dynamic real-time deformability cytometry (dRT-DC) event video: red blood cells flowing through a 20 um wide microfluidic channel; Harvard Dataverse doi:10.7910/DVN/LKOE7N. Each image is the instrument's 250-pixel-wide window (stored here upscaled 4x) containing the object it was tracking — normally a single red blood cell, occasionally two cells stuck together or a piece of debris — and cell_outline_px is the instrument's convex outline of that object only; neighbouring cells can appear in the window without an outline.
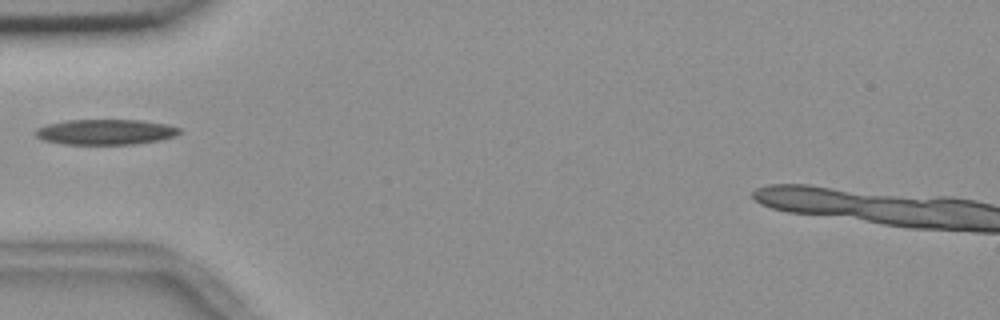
{"species": "common noctule bat (a hibernating species)", "species_latin": "Nyctalus noctula", "temperature_condition": "room temperature", "stored_images_in_passage": 2, "camera_frame_rate_fps": 3000, "um_per_image_px": 0.085, "animal": {"sex": "female", "body_mass_g": 18.4}, "frame": {"image": 1, "passage_image": 1, "time_ms": 0.0, "image_size_px": [1000, 320], "cell_outline_px": [[180, 132], [176, 136], [160, 140], [132, 144], [64, 144], [44, 140], [36, 136], [32, 132], [36, 128], [48, 124], [68, 120], [140, 120], [168, 124], [180, 128]], "centroid_in_image_um": [8.97, 11.21], "position_along_channel_um": 76.0, "area_um2": 21.33}}